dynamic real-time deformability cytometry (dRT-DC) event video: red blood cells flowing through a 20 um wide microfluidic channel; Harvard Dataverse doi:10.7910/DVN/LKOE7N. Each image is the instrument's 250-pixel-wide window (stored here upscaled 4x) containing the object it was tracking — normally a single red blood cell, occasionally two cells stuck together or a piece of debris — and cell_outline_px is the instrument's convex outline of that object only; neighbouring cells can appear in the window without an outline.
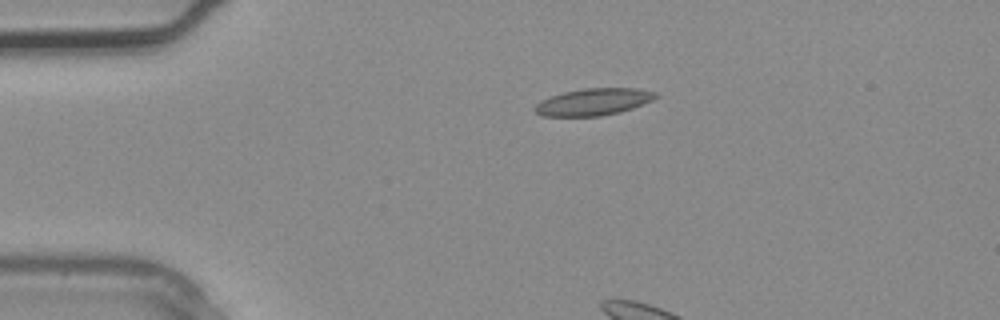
{"species": "common noctule bat (a hibernating species)", "species_latin": "Nyctalus noctula", "temperature_condition": "warm", "stored_images_in_passage": 2, "camera_frame_rate_fps": 3000, "um_per_image_px": 0.085, "animal": {"sex": "male", "body_mass_g": 20.4}, "frame": {"image": 1, "passage_image": 1, "time_ms": 0.0, "image_size_px": [1000, 320], "cell_outline_px": [[660, 96], [652, 100], [632, 108], [620, 112], [600, 116], [544, 116], [536, 112], [532, 108], [540, 100], [564, 92], [584, 88], [636, 88], [656, 92]], "centroid_in_image_um": [50.45, 8.66], "position_along_channel_um": 34.6, "area_um2": 18.96}}